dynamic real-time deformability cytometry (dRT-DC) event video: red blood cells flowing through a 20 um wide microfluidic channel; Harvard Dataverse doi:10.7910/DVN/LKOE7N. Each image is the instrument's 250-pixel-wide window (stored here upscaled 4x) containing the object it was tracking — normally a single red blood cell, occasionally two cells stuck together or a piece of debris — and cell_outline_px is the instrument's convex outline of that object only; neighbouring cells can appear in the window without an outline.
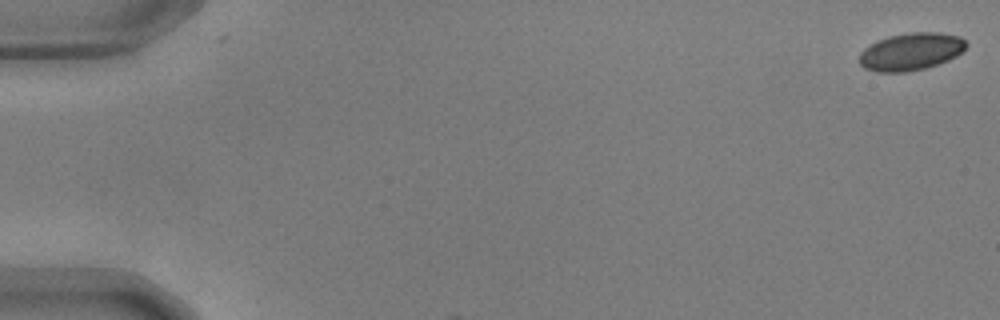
{"species": "common noctule bat (a hibernating species)", "species_latin": "Nyctalus noctula", "temperature_condition": "warm", "stored_images_in_passage": 5, "camera_frame_rate_fps": 3000, "um_per_image_px": 0.085, "animal": {"sex": "male", "body_mass_g": 17.9, "forearm_length_mm": 54.2}, "frame": {"image": 1, "passage_image": 1, "time_ms": 0.0, "image_size_px": [1000, 320], "cell_outline_px": [[968, 44], [956, 56], [948, 60], [924, 68], [904, 72], [876, 72], [864, 68], [860, 64], [860, 52], [868, 44], [888, 36], [912, 32], [940, 32], [960, 36]], "centroid_in_image_um": [77.4, 4.38], "position_along_channel_um": 7.6, "area_um2": 23.29}}